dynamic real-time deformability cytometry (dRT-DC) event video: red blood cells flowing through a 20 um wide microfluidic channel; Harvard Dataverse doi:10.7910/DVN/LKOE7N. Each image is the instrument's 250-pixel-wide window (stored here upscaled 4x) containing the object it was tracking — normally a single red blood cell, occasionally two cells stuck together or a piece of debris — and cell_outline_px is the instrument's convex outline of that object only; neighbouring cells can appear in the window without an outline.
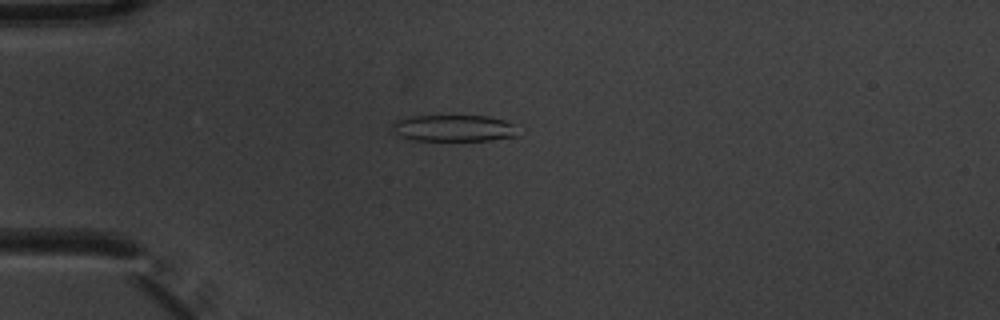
{"species": "common noctule bat (a hibernating species)", "species_latin": "Nyctalus noctula", "temperature_condition": "warm", "stored_images_in_passage": 7, "camera_frame_rate_fps": 3000, "um_per_image_px": 0.085, "animal": {"sex": "male", "body_mass_g": 20.1, "forearm_length_mm": 53.5}, "frame": {"image": 1, "passage_image": 5, "time_ms": 1.333, "image_size_px": [1000, 320], "cell_outline_px": [[516, 136], [492, 140], [412, 140], [400, 136], [392, 128], [392, 120], [412, 116], [488, 116], [504, 120], [512, 124]], "centroid_in_image_um": [38.5, 10.89], "position_along_channel_um": 46.5, "area_um2": 19.25}}